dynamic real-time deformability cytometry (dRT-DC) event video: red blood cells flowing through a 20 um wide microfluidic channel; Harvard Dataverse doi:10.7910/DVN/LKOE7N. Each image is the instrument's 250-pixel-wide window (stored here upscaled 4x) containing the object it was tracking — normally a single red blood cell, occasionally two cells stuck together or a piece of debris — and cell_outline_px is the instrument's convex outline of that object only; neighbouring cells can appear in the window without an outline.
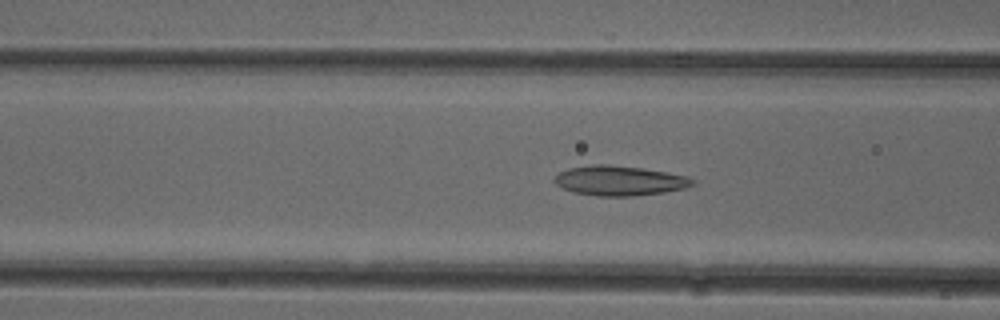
{"species": "common noctule bat (a hibernating species)", "species_latin": "Nyctalus noctula", "temperature_condition": "cold", "stored_images_in_passage": 50, "camera_frame_rate_fps": 3000, "um_per_image_px": 0.085, "animal": {"sex": "female"}, "frame": {"image": 1, "passage_image": 19, "time_ms": 6.0, "image_size_px": [1000, 320], "cell_outline_px": [[696, 184], [684, 188], [664, 192], [632, 196], [596, 196], [572, 192], [556, 184], [552, 180], [560, 172], [568, 168], [592, 164], [608, 164], [640, 168], [688, 176], [696, 180]], "centroid_in_image_um": [52.65, 15.36], "position_along_channel_um": 113.9, "area_um2": 23.99}}
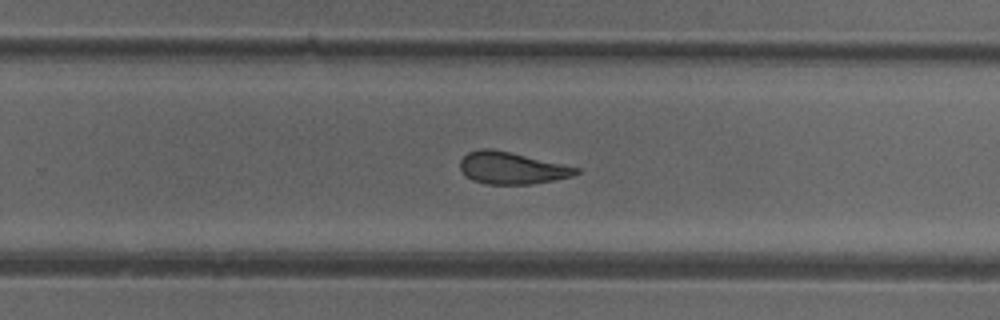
{"frame": {"image": 2, "passage_image": 32, "time_ms": 10.333, "image_size_px": [1000, 320], "cell_outline_px": [[580, 172], [572, 176], [532, 184], [484, 184], [472, 180], [464, 176], [460, 168], [460, 160], [468, 152], [480, 148], [492, 148], [580, 168]], "centroid_in_image_um": [43.45, 14.28], "position_along_channel_um": 286.4, "area_um2": 21.62}}
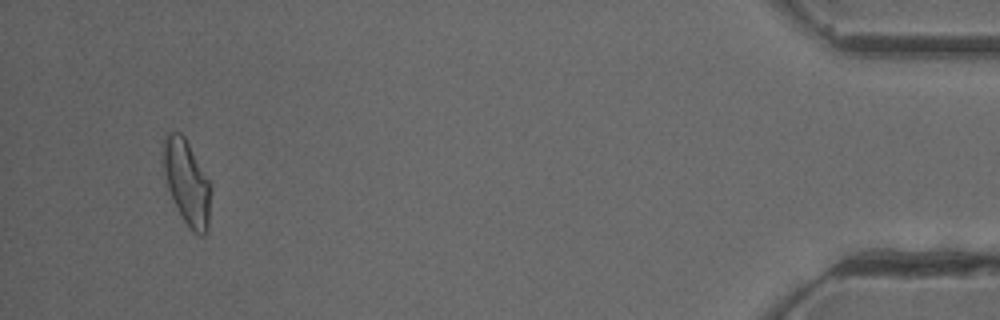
{"frame": {"image": 3, "passage_image": 48, "time_ms": 15.667, "image_size_px": [1000, 320], "cell_outline_px": [[212, 188], [208, 228], [204, 236], [200, 236], [192, 232], [188, 228], [168, 188], [164, 168], [164, 136], [168, 132], [180, 132], [184, 136], [212, 184]], "centroid_in_image_um": [15.94, 15.53], "position_along_channel_um": 419.3, "area_um2": 23.35}, "authors_computed_cell_mechanics": {"area_um2": 23.3223, "velocity_mm_per_s": 3.9744, "shape_relaxation_time_tau1_ms": null, "shape_relaxation_time_tau2_ms": 2.1759, "deformation_change_tau1": null, "deformation_change_tau2": 0.1025}}